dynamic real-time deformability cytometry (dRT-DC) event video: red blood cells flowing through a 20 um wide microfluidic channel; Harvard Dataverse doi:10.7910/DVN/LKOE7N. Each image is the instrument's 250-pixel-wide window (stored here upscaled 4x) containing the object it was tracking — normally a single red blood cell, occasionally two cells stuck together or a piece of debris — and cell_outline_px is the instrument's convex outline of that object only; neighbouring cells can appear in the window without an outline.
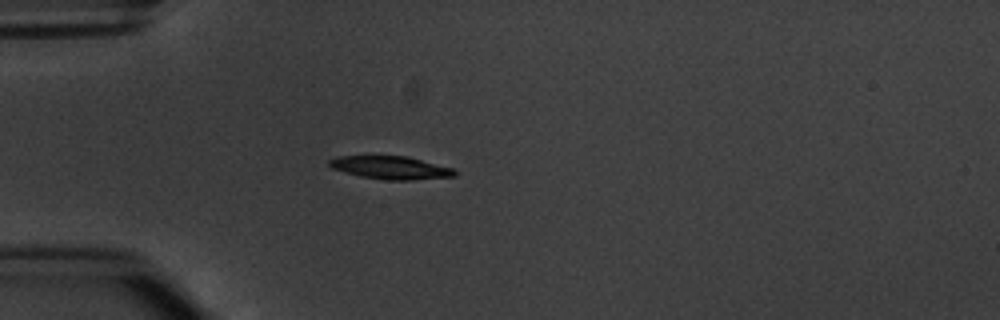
{"species": "common noctule bat (a hibernating species)", "species_latin": "Nyctalus noctula", "temperature_condition": "warm", "stored_images_in_passage": 5, "camera_frame_rate_fps": 3000, "um_per_image_px": 0.085, "animal": {"sex": "male", "body_mass_g": 20.1, "forearm_length_mm": 53.5}, "frame": {"image": 1, "passage_image": 4, "time_ms": 3.667, "image_size_px": [1000, 320], "cell_outline_px": [[456, 176], [412, 180], [384, 180], [360, 176], [344, 172], [332, 168], [328, 164], [328, 160], [336, 156], [408, 156], [452, 168], [456, 172]], "centroid_in_image_um": [33.18, 14.25], "position_along_channel_um": 51.8, "area_um2": 16.82}}